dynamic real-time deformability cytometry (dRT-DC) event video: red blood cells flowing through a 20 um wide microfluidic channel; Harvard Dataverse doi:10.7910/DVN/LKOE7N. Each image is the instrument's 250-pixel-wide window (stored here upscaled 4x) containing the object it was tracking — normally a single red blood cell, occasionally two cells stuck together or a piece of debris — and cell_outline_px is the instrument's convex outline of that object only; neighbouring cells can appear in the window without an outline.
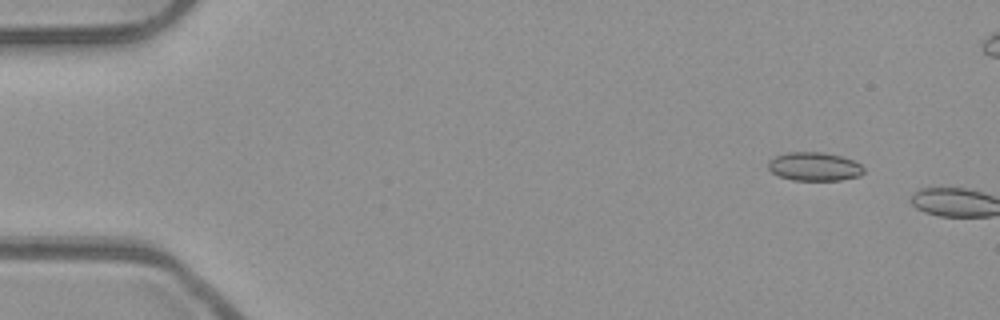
{"species": "common noctule bat (a hibernating species)", "species_latin": "Nyctalus noctula", "temperature_condition": "room temperature", "stored_images_in_passage": 6, "camera_frame_rate_fps": 3000, "um_per_image_px": 0.085, "animal": {"sex": "male", "body_mass_g": 23.1, "forearm_length_mm": 52.7}, "frame": {"image": 1, "passage_image": 4, "time_ms": 1.0, "image_size_px": [1000, 320], "cell_outline_px": [[864, 172], [860, 176], [840, 180], [792, 180], [780, 176], [772, 172], [768, 168], [768, 160], [776, 156], [788, 152], [820, 152], [840, 156], [852, 160], [860, 164], [864, 168]], "centroid_in_image_um": [69.21, 14.16], "position_along_channel_um": 15.8, "area_um2": 15.84}}